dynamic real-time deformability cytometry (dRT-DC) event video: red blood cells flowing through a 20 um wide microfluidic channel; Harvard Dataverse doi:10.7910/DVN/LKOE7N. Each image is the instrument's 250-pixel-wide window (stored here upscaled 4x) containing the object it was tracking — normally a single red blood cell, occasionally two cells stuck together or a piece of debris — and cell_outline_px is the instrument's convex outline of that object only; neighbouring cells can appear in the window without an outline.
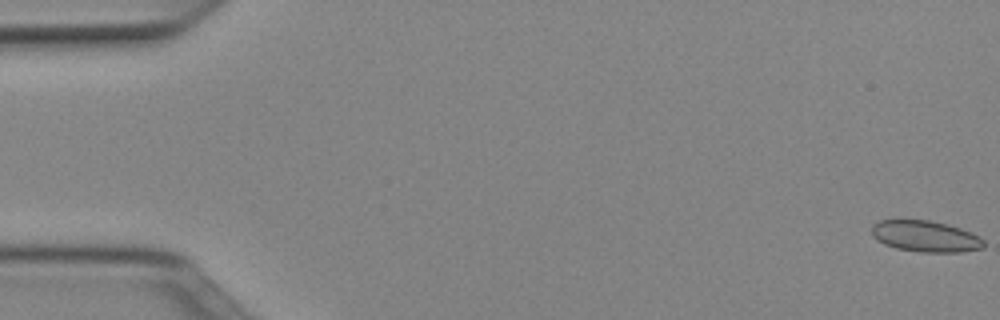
{"species": "Egyptian fruit bat (a non-hibernating species)", "species_latin": "Rousettus aegyptiacus", "temperature_condition": "cold", "stored_images_in_passage": 10, "camera_frame_rate_fps": 3000, "um_per_image_px": 0.085, "animal": {"sex": "female"}, "frame": {"image": 1, "passage_image": 1, "time_ms": 0.0, "image_size_px": [1000, 320], "cell_outline_px": [[984, 248], [960, 252], [920, 252], [896, 248], [884, 244], [876, 240], [872, 236], [872, 224], [880, 220], [928, 220], [948, 224], [960, 228], [980, 236], [984, 240]], "centroid_in_image_um": [78.66, 20.09], "position_along_channel_um": 6.3, "area_um2": 20.52}}